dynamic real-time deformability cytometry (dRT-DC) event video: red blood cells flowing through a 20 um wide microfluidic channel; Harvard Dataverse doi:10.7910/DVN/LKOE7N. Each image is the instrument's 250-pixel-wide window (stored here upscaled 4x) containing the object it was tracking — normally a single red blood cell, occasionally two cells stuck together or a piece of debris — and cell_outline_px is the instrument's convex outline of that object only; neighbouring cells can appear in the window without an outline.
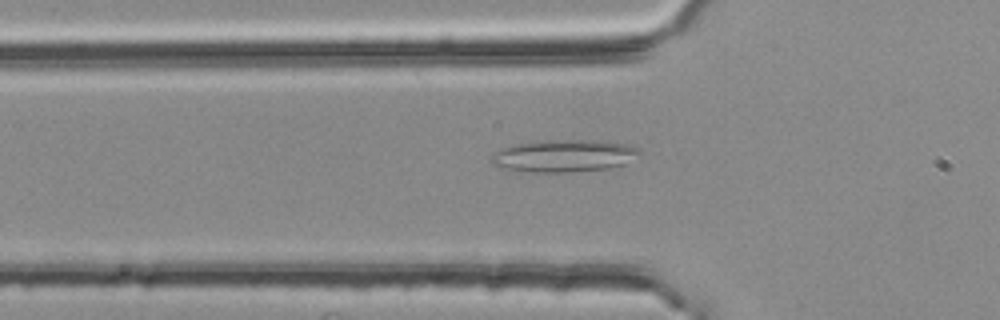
{"species": "common noctule bat (a hibernating species)", "species_latin": "Nyctalus noctula", "temperature_condition": "room temperature", "stored_images_in_passage": 32, "camera_frame_rate_fps": 3000, "um_per_image_px": 0.085, "animal": {"sex": "female", "body_mass_g": 25.1}, "frame": {"image": 1, "passage_image": 2, "time_ms": 0.333, "image_size_px": [1000, 320], "cell_outline_px": [[640, 156], [624, 164], [608, 168], [568, 172], [532, 172], [496, 168], [492, 164], [492, 156], [500, 148], [516, 144], [552, 140], [600, 140], [624, 144], [640, 148]], "centroid_in_image_um": [47.94, 13.25], "position_along_channel_um": 77.9, "area_um2": 27.92}}
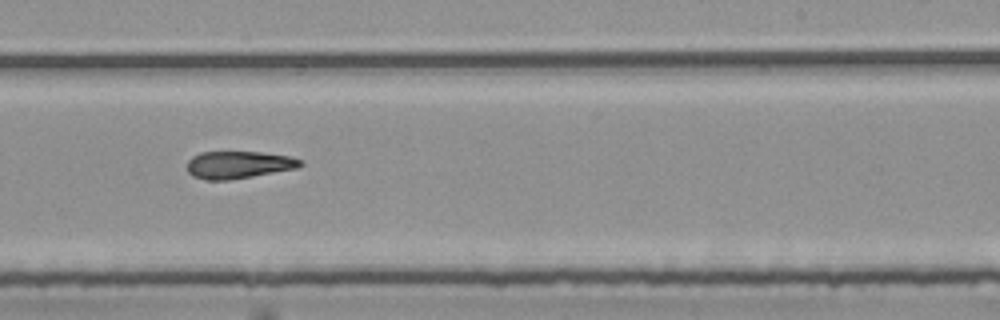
{"frame": {"image": 2, "passage_image": 17, "time_ms": 5.333, "image_size_px": [1000, 320], "cell_outline_px": [[304, 164], [296, 168], [252, 176], [228, 180], [208, 180], [192, 176], [188, 172], [188, 160], [192, 156], [200, 152], [260, 152], [292, 156], [304, 160]], "centroid_in_image_um": [20.3, 13.99], "position_along_channel_um": 268.7, "area_um2": 18.09}}
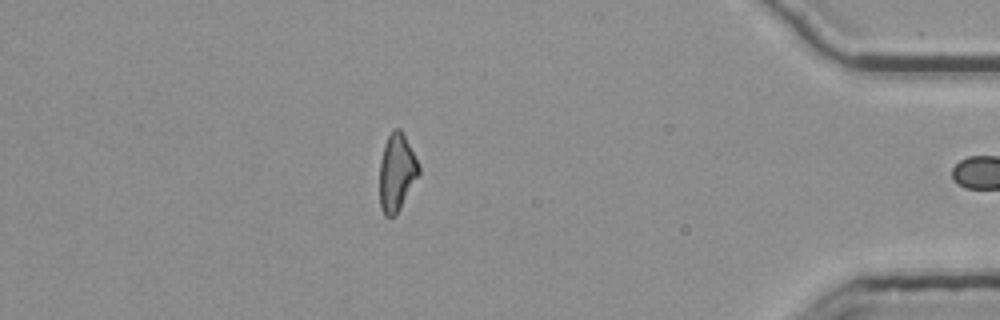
{"frame": {"image": 3, "passage_image": 31, "time_ms": 10.0, "image_size_px": [1000, 320], "cell_outline_px": [[420, 172], [396, 216], [384, 216], [380, 208], [380, 160], [384, 144], [392, 128], [400, 128], [420, 168]], "centroid_in_image_um": [33.69, 14.68], "position_along_channel_um": 401.5, "area_um2": 17.46}}